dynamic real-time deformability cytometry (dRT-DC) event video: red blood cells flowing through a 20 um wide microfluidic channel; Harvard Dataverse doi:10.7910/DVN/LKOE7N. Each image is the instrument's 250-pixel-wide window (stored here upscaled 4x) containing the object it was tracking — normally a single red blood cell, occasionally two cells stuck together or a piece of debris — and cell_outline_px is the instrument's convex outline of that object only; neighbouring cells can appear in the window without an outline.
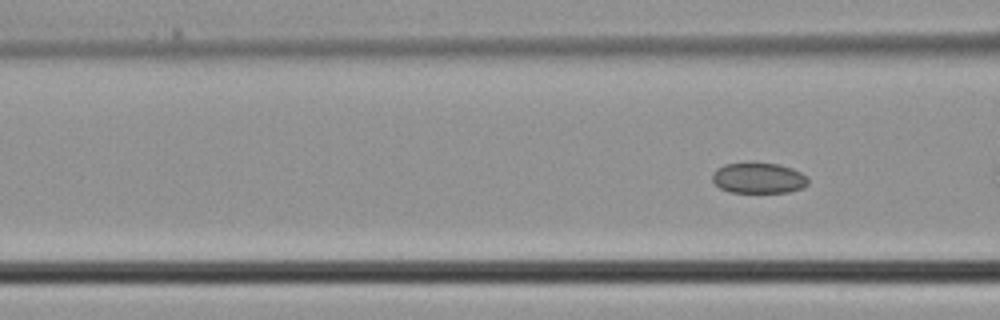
{"species": "common noctule bat (a hibernating species)", "species_latin": "Nyctalus noctula", "temperature_condition": "cold", "stored_images_in_passage": 8, "camera_frame_rate_fps": 3000, "um_per_image_px": 0.085, "animal": {"sex": "male", "body_mass_g": 21.5, "forearm_length_mm": 52.0}, "frame": {"image": 1, "passage_image": 6, "time_ms": 1.667, "image_size_px": [1000, 320], "cell_outline_px": [[808, 184], [804, 188], [788, 192], [728, 192], [720, 188], [712, 180], [712, 172], [716, 168], [724, 164], [780, 164], [792, 168], [808, 176]], "centroid_in_image_um": [64.49, 15.15], "position_along_channel_um": 102.1, "area_um2": 17.05}}